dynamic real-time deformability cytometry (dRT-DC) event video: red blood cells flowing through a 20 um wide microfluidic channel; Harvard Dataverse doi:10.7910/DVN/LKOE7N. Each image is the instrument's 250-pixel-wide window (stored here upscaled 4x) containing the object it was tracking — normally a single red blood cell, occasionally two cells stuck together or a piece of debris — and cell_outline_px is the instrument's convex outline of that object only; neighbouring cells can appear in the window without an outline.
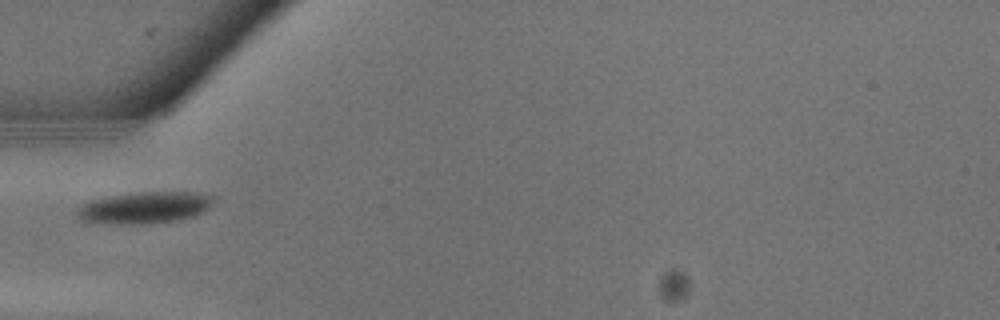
{"species": "common noctule bat (a hibernating species)", "species_latin": "Nyctalus noctula", "temperature_condition": "warm", "stored_images_in_passage": 2, "camera_frame_rate_fps": 3000, "um_per_image_px": 0.085, "animal": {"sex": "male", "body_mass_g": 13.3}, "frame": {"image": 1, "passage_image": 1, "time_ms": 0.0, "image_size_px": [1000, 320], "cell_outline_px": [[212, 204], [204, 212], [192, 216], [176, 220], [144, 224], [116, 224], [80, 220], [76, 216], [76, 208], [88, 200], [108, 196], [140, 192], [196, 192], [208, 196], [212, 200]], "centroid_in_image_um": [12.2, 17.65], "position_along_channel_um": 72.8, "area_um2": 25.09}}